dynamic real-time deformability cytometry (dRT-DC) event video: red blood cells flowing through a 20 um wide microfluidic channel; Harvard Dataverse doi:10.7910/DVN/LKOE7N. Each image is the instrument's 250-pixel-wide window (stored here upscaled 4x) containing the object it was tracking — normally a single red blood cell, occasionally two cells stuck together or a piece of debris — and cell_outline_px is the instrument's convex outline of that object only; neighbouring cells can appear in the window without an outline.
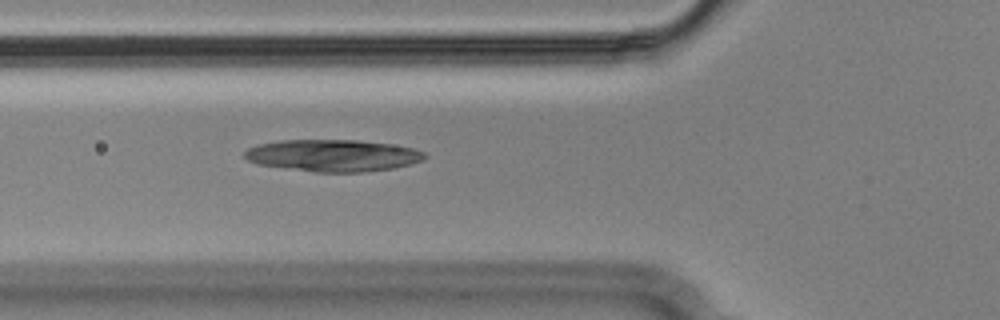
{"species": "Egyptian fruit bat (a non-hibernating species)", "species_latin": "Rousettus aegyptiacus", "temperature_condition": "cold", "stored_images_in_passage": 51, "camera_frame_rate_fps": 3000, "um_per_image_px": 0.085, "animal": {"sex": "male"}, "frame": {"image": 1, "passage_image": 16, "time_ms": 5.0, "image_size_px": [1000, 320], "cell_outline_px": [[428, 156], [424, 160], [392, 168], [360, 172], [316, 172], [256, 164], [248, 160], [244, 156], [244, 152], [248, 148], [260, 144], [280, 140], [360, 140], [388, 144], [412, 148], [424, 152]], "centroid_in_image_um": [28.28, 13.21], "position_along_channel_um": 97.5, "area_um2": 33.29}}
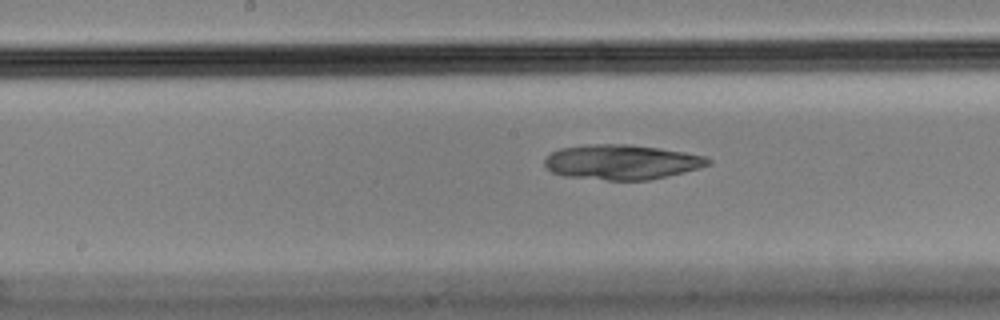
{"frame": {"image": 2, "passage_image": 24, "time_ms": 7.667, "image_size_px": [1000, 320], "cell_outline_px": [[712, 164], [700, 168], [684, 172], [648, 180], [608, 180], [564, 176], [552, 172], [544, 164], [544, 160], [552, 152], [560, 148], [584, 144], [628, 144], [684, 152], [704, 156], [712, 160]], "centroid_in_image_um": [52.84, 13.77], "position_along_channel_um": 195.4, "area_um2": 33.18}}
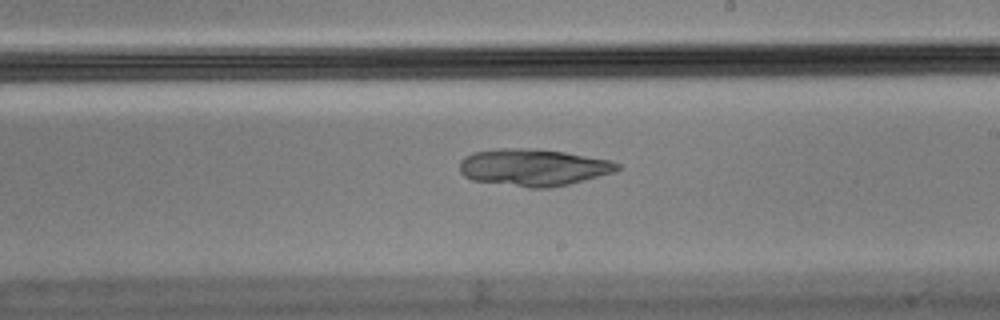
{"frame": {"image": 3, "passage_image": 28, "time_ms": 9.0, "image_size_px": [1000, 320], "cell_outline_px": [[620, 168], [616, 172], [568, 184], [548, 188], [528, 188], [472, 180], [464, 176], [460, 172], [460, 160], [464, 156], [472, 152], [500, 148], [520, 148], [564, 152], [612, 160], [620, 164]], "centroid_in_image_um": [45.32, 14.23], "position_along_channel_um": 243.7, "area_um2": 34.1}}